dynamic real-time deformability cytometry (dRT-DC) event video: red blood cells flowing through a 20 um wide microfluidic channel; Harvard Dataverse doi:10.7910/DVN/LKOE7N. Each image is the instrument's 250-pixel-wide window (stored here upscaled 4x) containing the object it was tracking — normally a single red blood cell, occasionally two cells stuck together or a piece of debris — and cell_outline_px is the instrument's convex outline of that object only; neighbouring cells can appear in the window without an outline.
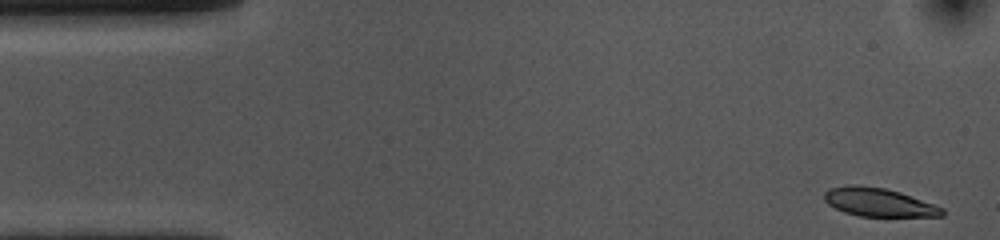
{"species": "common noctule bat (a hibernating species)", "species_latin": "Nyctalus noctula", "temperature_condition": "cold", "stored_images_in_passage": 53, "camera_frame_rate_fps": 3000, "um_per_image_px": 0.085, "animal": {"sex": "female", "body_mass_g": 10.0, "forearm_length_mm": 53.1}, "frame": {"image": 1, "passage_image": 1, "time_ms": 0.0, "image_size_px": [1000, 240], "cell_outline_px": [[944, 216], [860, 216], [844, 212], [828, 204], [824, 200], [824, 192], [828, 188], [848, 184], [856, 184], [884, 188], [900, 192], [944, 208]], "centroid_in_image_um": [74.65, 17.18], "position_along_channel_um": 10.4, "area_um2": 19.54}}
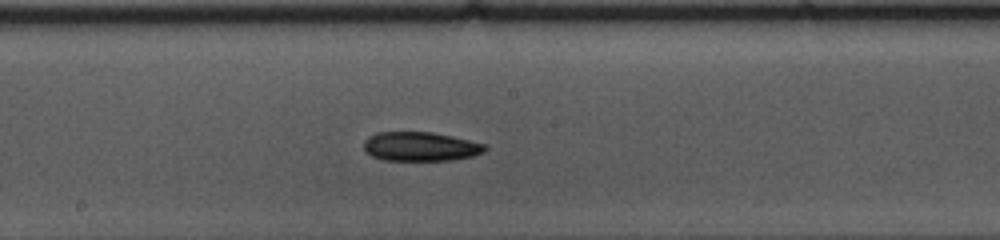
{"frame": {"image": 2, "passage_image": 26, "time_ms": 8.333, "image_size_px": [1000, 240], "cell_outline_px": [[488, 148], [484, 152], [472, 156], [452, 160], [384, 160], [372, 156], [364, 148], [364, 140], [368, 136], [376, 132], [432, 132], [452, 136], [488, 144]], "centroid_in_image_um": [35.77, 12.45], "position_along_channel_um": 212.4, "area_um2": 20.69}}
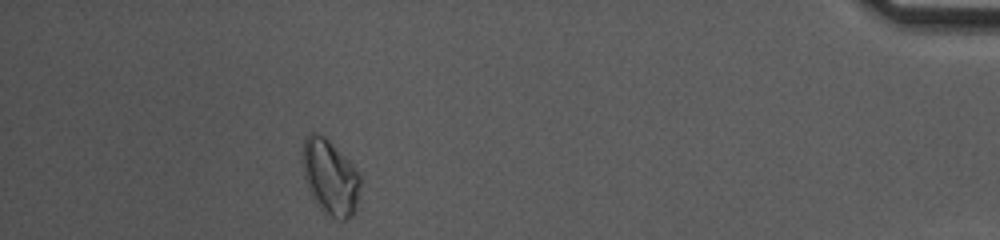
{"frame": {"image": 3, "passage_image": 47, "time_ms": 15.333, "image_size_px": [1000, 240], "cell_outline_px": [[360, 184], [356, 212], [352, 216], [344, 220], [340, 220], [324, 212], [316, 204], [308, 188], [304, 176], [300, 160], [300, 156], [304, 140], [312, 132], [320, 132], [356, 168], [360, 176]], "centroid_in_image_um": [28.04, 15.05], "position_along_channel_um": 407.2, "area_um2": 25.55}, "authors_computed_cell_mechanics": {"area_um2": 20.808, "velocity_mm_per_s": 3.6306, "shape_relaxation_time_tau1_ms": 5.2696, "shape_relaxation_time_tau2_ms": null, "deformation_change_tau1": 0.108, "deformation_change_tau2": null}}